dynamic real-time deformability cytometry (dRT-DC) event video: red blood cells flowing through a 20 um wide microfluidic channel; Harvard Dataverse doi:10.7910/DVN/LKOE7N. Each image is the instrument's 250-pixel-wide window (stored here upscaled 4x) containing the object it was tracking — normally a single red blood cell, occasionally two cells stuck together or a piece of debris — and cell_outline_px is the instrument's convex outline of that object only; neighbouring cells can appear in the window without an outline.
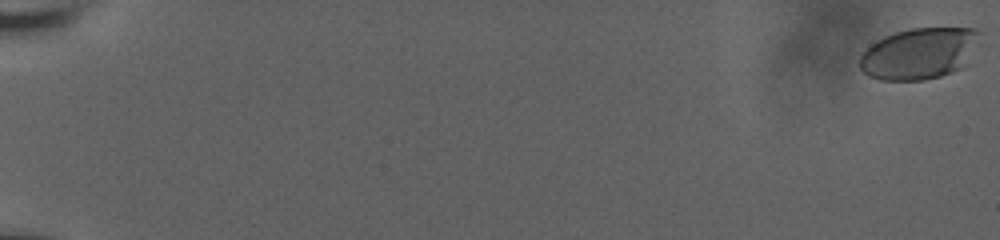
{"species": "human", "species_latin": "Homo sapiens", "temperature_condition": "room temperature", "stored_images_in_passage": 61, "camera_frame_rate_fps": 3000, "um_per_image_px": 0.085, "donor": {"sex": "male"}, "frame": {"image": 1, "passage_image": 1, "time_ms": 0.0, "image_size_px": [1000, 240], "cell_outline_px": [[984, 32], [960, 68], [952, 72], [940, 76], [924, 80], [880, 80], [868, 76], [860, 68], [860, 56], [876, 40], [884, 36], [896, 32], [912, 28], [976, 28]], "centroid_in_image_um": [78.12, 4.53], "position_along_channel_um": 6.9, "area_um2": 35.66}}
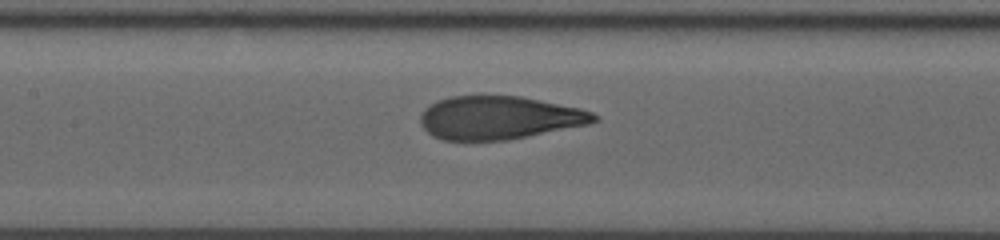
{"frame": {"image": 2, "passage_image": 33, "time_ms": 10.667, "image_size_px": [1000, 240], "cell_outline_px": [[600, 120], [588, 124], [508, 140], [444, 140], [432, 136], [420, 124], [420, 116], [424, 108], [428, 104], [436, 100], [452, 96], [520, 96], [580, 108], [592, 112], [600, 116]], "centroid_in_image_um": [42.41, 10.0], "position_along_channel_um": 165.0, "area_um2": 43.81}}
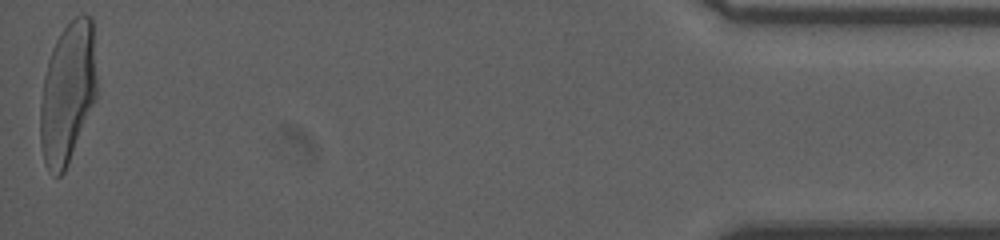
{"frame": {"image": 3, "passage_image": 61, "time_ms": 20.0, "image_size_px": [1000, 240], "cell_outline_px": [[96, 100], [68, 164], [64, 172], [60, 176], [56, 176], [48, 172], [44, 164], [40, 144], [40, 104], [44, 76], [48, 60], [52, 48], [56, 40], [64, 28], [76, 16], [92, 16], [96, 76]], "centroid_in_image_um": [5.74, 7.95], "position_along_channel_um": 429.5, "area_um2": 46.59}, "authors_computed_cell_mechanics": {"area_um2": 44.1592, "velocity_mm_per_s": 3.7185, "shape_relaxation_time_tau1_ms": 4.5758, "shape_relaxation_time_tau2_ms": null, "deformation_change_tau1": 0.2088, "deformation_change_tau2": null}}